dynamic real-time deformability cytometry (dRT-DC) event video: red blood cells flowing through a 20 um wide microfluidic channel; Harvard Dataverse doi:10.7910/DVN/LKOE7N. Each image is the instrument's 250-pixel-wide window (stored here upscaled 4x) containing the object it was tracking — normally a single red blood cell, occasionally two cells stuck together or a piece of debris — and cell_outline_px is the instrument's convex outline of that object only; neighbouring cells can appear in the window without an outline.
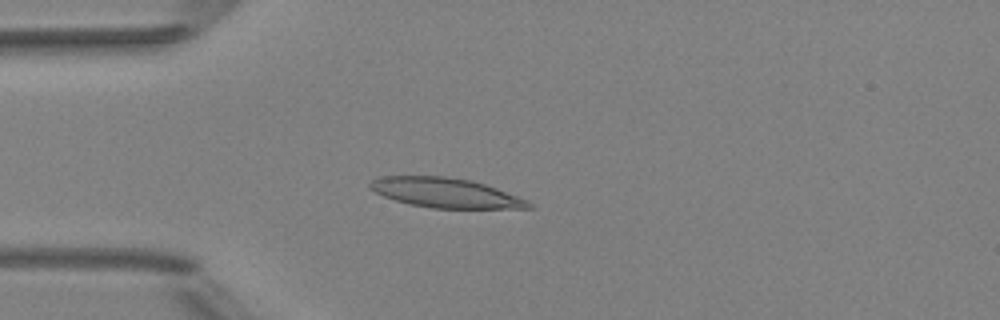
{"species": "Egyptian fruit bat (a non-hibernating species)", "species_latin": "Rousettus aegyptiacus", "temperature_condition": "room temperature", "stored_images_in_passage": 4, "camera_frame_rate_fps": 3000, "um_per_image_px": 0.085, "animal": {"sex": "female"}, "frame": {"image": 1, "passage_image": 4, "time_ms": 3.333, "image_size_px": [1000, 320], "cell_outline_px": [[532, 208], [432, 208], [408, 204], [384, 196], [368, 188], [368, 184], [372, 180], [380, 176], [444, 176], [472, 180], [496, 188], [528, 200], [532, 204]], "centroid_in_image_um": [37.84, 16.38], "position_along_channel_um": 47.2, "area_um2": 27.34}}